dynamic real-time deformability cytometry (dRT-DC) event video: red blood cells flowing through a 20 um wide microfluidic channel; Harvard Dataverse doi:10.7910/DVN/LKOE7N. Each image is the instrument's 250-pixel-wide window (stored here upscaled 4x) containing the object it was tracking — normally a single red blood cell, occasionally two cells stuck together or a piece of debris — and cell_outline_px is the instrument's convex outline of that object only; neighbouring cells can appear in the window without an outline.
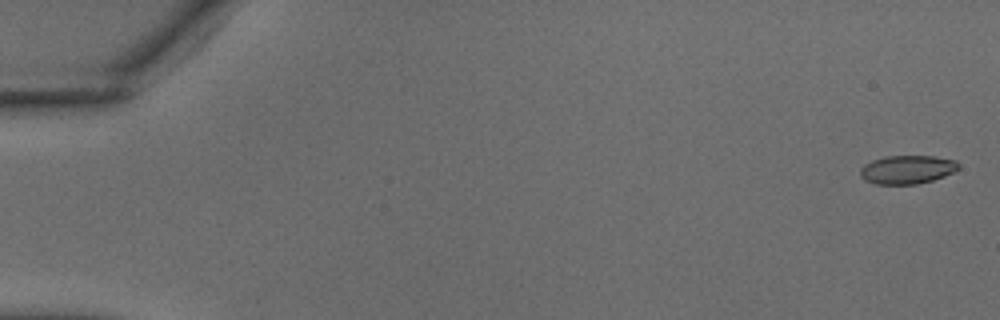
{"species": "common noctule bat (a hibernating species)", "species_latin": "Nyctalus noctula", "temperature_condition": "warm", "stored_images_in_passage": 38, "camera_frame_rate_fps": 3000, "um_per_image_px": 0.085, "animal": {"sex": "male", "body_mass_g": 18.8}, "frame": {"image": 1, "passage_image": 1, "time_ms": 0.0, "image_size_px": [1000, 320], "cell_outline_px": [[960, 168], [944, 176], [932, 180], [916, 184], [876, 184], [864, 180], [860, 176], [860, 168], [864, 164], [872, 160], [884, 156], [932, 156], [956, 160], [960, 164]], "centroid_in_image_um": [77.09, 14.41], "position_along_channel_um": 7.9, "area_um2": 16.42}}
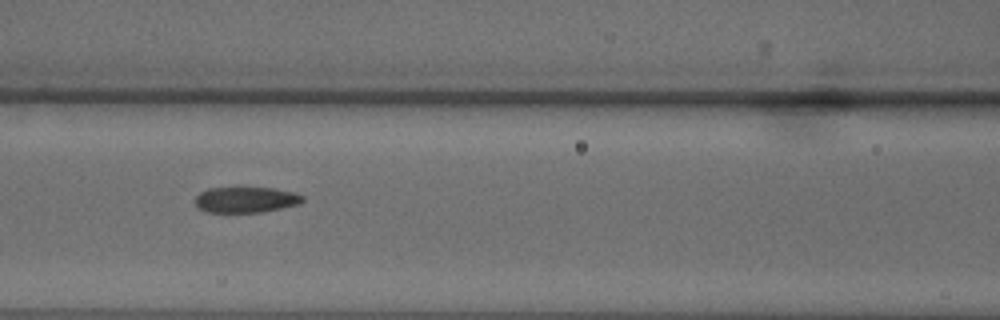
{"frame": {"image": 2, "passage_image": 17, "time_ms": 5.333, "image_size_px": [1000, 320], "cell_outline_px": [[304, 200], [300, 204], [264, 212], [204, 212], [196, 208], [196, 196], [200, 192], [208, 188], [232, 184], [244, 184], [276, 188], [296, 192], [304, 196]], "centroid_in_image_um": [20.89, 16.9], "position_along_channel_um": 145.7, "area_um2": 17.51}}
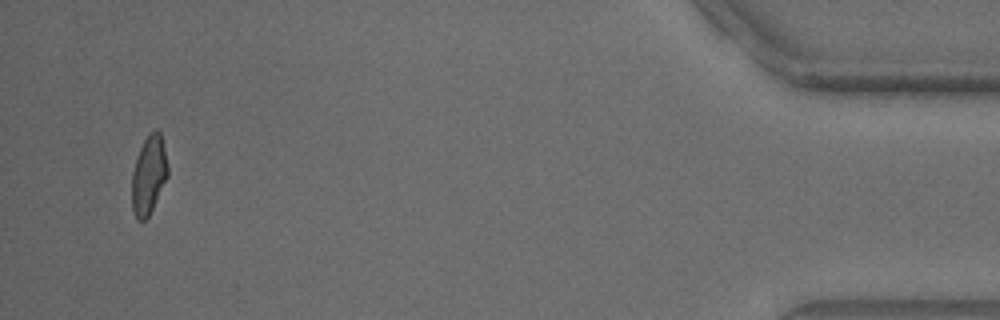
{"frame": {"image": 3, "passage_image": 36, "time_ms": 11.667, "image_size_px": [1000, 320], "cell_outline_px": [[168, 176], [148, 216], [144, 220], [136, 220], [132, 212], [132, 172], [140, 148], [148, 132], [156, 128], [160, 132], [168, 164]], "centroid_in_image_um": [12.64, 14.85], "position_along_channel_um": 422.6, "area_um2": 16.42}}